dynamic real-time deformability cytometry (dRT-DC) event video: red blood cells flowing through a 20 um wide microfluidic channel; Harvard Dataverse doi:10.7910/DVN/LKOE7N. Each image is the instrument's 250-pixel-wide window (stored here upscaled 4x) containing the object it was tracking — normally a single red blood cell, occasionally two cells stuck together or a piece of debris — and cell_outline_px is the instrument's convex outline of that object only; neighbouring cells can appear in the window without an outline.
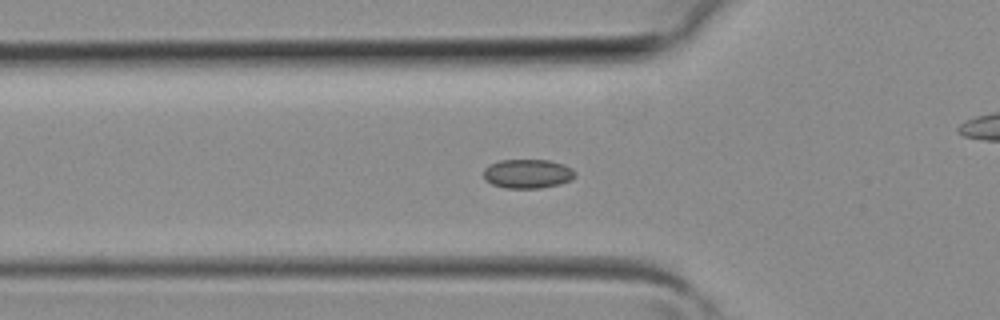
{"species": "common noctule bat (a hibernating species)", "species_latin": "Nyctalus noctula", "temperature_condition": "room temperature", "stored_images_in_passage": 37, "camera_frame_rate_fps": 3000, "um_per_image_px": 0.085, "animal": {"sex": "female", "body_mass_g": 19.3, "forearm_length_mm": 54.1}, "frame": {"image": 1, "passage_image": 10, "time_ms": 3.0, "image_size_px": [1000, 320], "cell_outline_px": [[576, 176], [572, 180], [560, 184], [540, 188], [504, 188], [492, 184], [484, 180], [484, 168], [488, 164], [500, 160], [548, 160], [564, 164], [572, 168], [576, 172]], "centroid_in_image_um": [44.85, 14.77], "position_along_channel_um": 80.9, "area_um2": 15.78}}
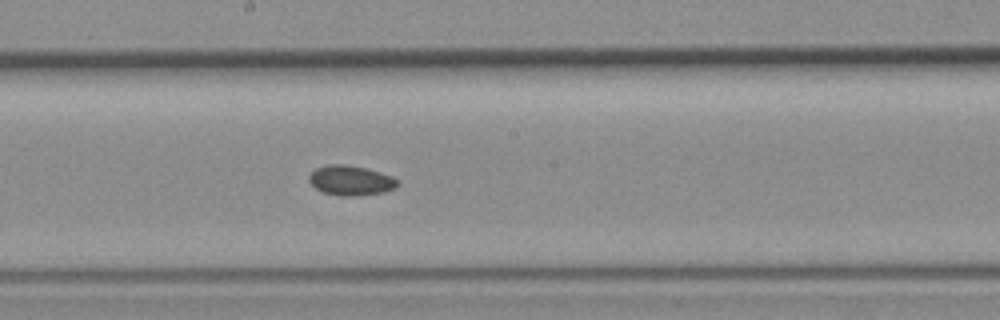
{"frame": {"image": 2, "passage_image": 18, "time_ms": 5.667, "image_size_px": [1000, 320], "cell_outline_px": [[400, 184], [396, 188], [384, 192], [360, 196], [340, 196], [324, 192], [316, 188], [308, 180], [308, 176], [316, 168], [328, 164], [344, 164], [364, 168], [392, 176], [400, 180]], "centroid_in_image_um": [29.85, 15.35], "position_along_channel_um": 218.4, "area_um2": 15.49}}
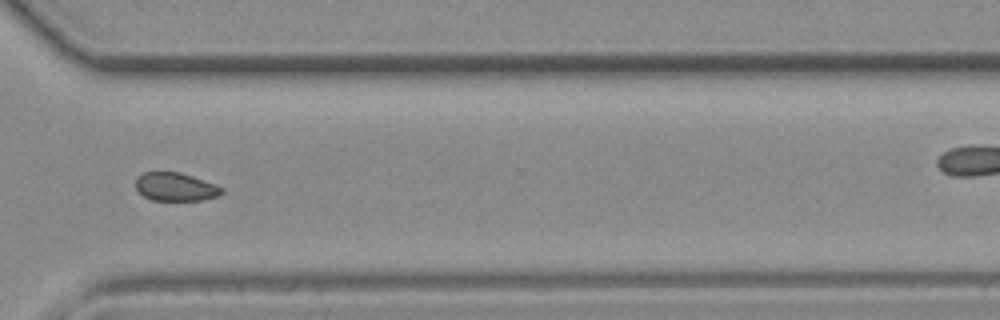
{"frame": {"image": 3, "passage_image": 26, "time_ms": 8.333, "image_size_px": [1000, 320], "cell_outline_px": [[224, 192], [220, 196], [200, 200], [152, 200], [144, 196], [136, 188], [136, 176], [144, 172], [180, 172], [216, 184], [224, 188]], "centroid_in_image_um": [14.95, 15.88], "position_along_channel_um": 355.7, "area_um2": 14.28}}